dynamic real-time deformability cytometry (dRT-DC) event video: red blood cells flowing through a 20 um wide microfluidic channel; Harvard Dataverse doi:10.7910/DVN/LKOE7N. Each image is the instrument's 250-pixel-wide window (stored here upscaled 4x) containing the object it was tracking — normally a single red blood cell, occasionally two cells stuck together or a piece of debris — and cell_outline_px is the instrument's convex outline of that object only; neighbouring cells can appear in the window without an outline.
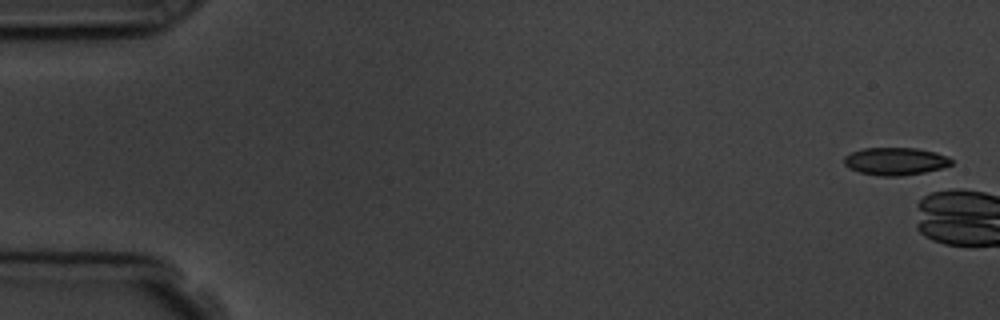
{"species": "common noctule bat (a hibernating species)", "species_latin": "Nyctalus noctula", "temperature_condition": "room temperature", "stored_images_in_passage": 7, "camera_frame_rate_fps": 3000, "um_per_image_px": 0.085, "animal": {"sex": "male", "body_mass_g": 19.5, "forearm_length_mm": 54.6}, "frame": {"image": 1, "passage_image": 1, "time_ms": 0.0, "image_size_px": [1000, 320], "cell_outline_px": [[952, 164], [940, 168], [924, 172], [900, 176], [880, 176], [860, 172], [848, 168], [844, 164], [844, 156], [852, 152], [864, 148], [916, 148], [936, 152], [948, 156], [952, 160]], "centroid_in_image_um": [76.09, 13.7], "position_along_channel_um": 8.9, "area_um2": 17.22}}